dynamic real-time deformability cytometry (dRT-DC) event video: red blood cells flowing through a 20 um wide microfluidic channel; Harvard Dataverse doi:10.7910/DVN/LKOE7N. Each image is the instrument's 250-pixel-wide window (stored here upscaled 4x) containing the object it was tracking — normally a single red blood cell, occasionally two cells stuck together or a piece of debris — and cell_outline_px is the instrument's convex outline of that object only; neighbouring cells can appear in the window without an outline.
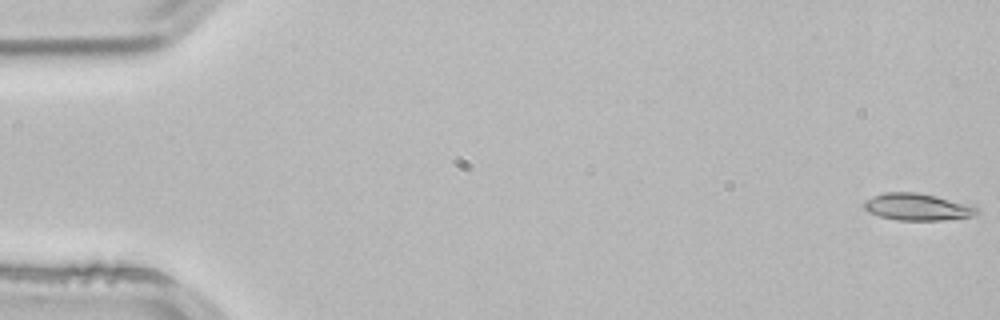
{"species": "common noctule bat (a hibernating species)", "species_latin": "Nyctalus noctula", "temperature_condition": "room temperature", "stored_images_in_passage": 3, "camera_frame_rate_fps": 3000, "um_per_image_px": 0.085, "animal": {"sex": "male", "body_mass_g": 21.5, "forearm_length_mm": 52.0}, "frame": {"image": 1, "passage_image": 1, "time_ms": 0.0, "image_size_px": [1000, 320], "cell_outline_px": [[980, 212], [968, 216], [944, 220], [896, 220], [880, 216], [868, 212], [864, 208], [864, 200], [872, 196], [884, 192], [916, 192], [936, 196], [972, 204], [980, 208]], "centroid_in_image_um": [77.98, 17.58], "position_along_channel_um": 7.0, "area_um2": 17.86}}